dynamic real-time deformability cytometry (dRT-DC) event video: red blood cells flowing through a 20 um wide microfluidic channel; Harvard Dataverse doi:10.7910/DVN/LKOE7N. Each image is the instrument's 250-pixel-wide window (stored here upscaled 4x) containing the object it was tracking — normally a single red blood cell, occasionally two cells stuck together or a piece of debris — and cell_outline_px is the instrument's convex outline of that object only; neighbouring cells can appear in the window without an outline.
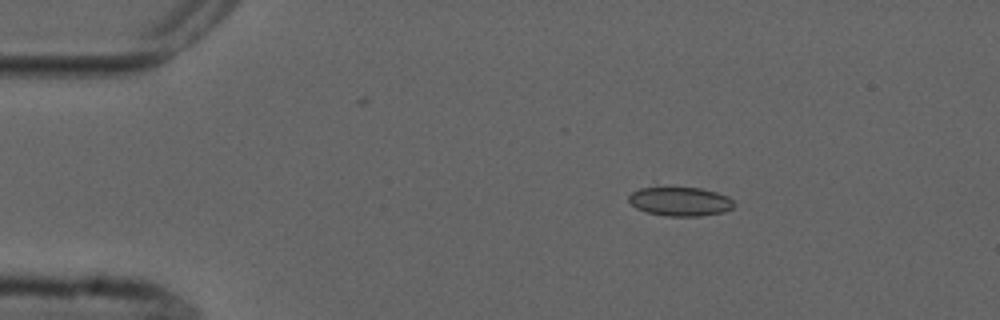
{"species": "common noctule bat (a hibernating species)", "species_latin": "Nyctalus noctula", "temperature_condition": "cold", "stored_images_in_passage": 5, "camera_frame_rate_fps": 3000, "um_per_image_px": 0.085, "animal": {"sex": "male", "forearm_length_mm": 52.5}, "frame": {"image": 1, "passage_image": 3, "time_ms": 2.333, "image_size_px": [1000, 320], "cell_outline_px": [[736, 204], [732, 208], [724, 212], [700, 216], [668, 216], [648, 212], [636, 208], [628, 200], [628, 196], [632, 192], [640, 188], [700, 188], [716, 192], [728, 196]], "centroid_in_image_um": [57.84, 17.13], "position_along_channel_um": 27.2, "area_um2": 17.63}}
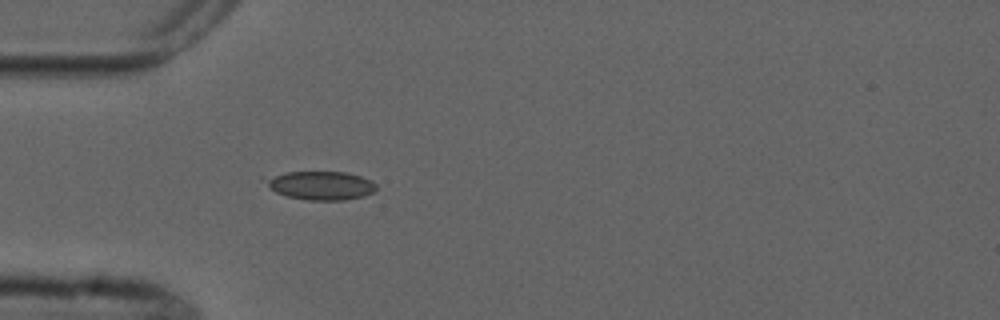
{"frame": {"image": 2, "passage_image": 5, "time_ms": 4.667, "image_size_px": [1000, 320], "cell_outline_px": [[376, 188], [372, 192], [364, 196], [344, 200], [308, 200], [288, 196], [276, 192], [268, 188], [268, 180], [276, 176], [288, 172], [344, 172], [360, 176], [372, 180], [376, 184]], "centroid_in_image_um": [27.35, 15.78], "position_along_channel_um": 57.7, "area_um2": 17.98}}